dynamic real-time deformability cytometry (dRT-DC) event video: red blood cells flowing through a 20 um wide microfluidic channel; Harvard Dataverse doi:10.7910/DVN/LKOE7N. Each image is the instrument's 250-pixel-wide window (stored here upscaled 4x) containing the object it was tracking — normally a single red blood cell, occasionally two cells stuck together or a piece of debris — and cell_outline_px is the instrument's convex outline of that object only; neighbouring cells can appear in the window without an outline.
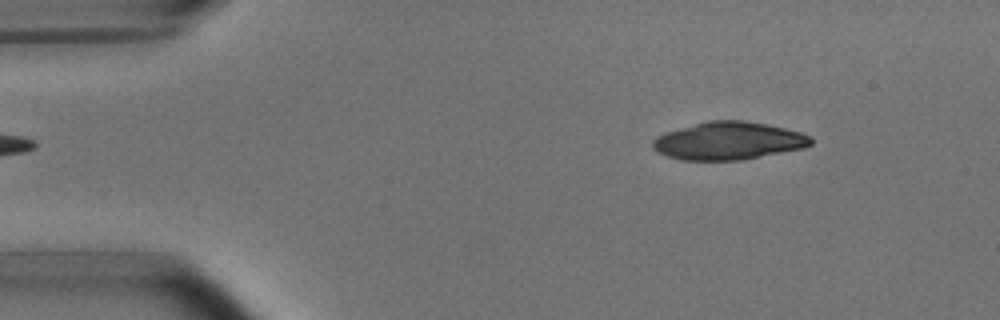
{"species": "common noctule bat (a hibernating species)", "species_latin": "Nyctalus noctula", "temperature_condition": "room temperature", "stored_images_in_passage": 3, "camera_frame_rate_fps": 3000, "um_per_image_px": 0.085, "animal": {"sex": "male", "body_mass_g": 15.6}, "frame": {"image": 1, "passage_image": 1, "time_ms": 0.0, "image_size_px": [1000, 320], "cell_outline_px": [[812, 144], [804, 148], [740, 160], [680, 160], [656, 152], [652, 148], [652, 140], [656, 136], [664, 132], [708, 120], [744, 120], [768, 124], [800, 132], [812, 136]], "centroid_in_image_um": [61.9, 11.96], "position_along_channel_um": 23.1, "area_um2": 35.03}}